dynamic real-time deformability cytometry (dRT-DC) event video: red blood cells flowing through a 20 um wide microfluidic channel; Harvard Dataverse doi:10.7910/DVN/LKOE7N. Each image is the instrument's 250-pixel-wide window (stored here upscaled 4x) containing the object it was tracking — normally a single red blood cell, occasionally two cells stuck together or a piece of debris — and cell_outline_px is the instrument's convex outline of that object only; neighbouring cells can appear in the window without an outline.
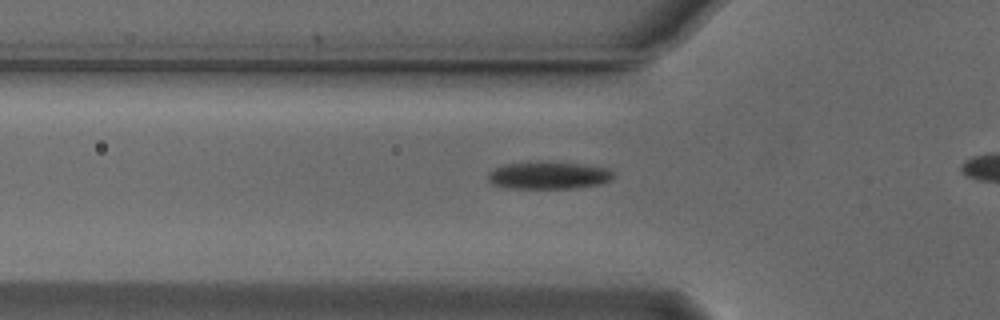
{"species": "Egyptian fruit bat (a non-hibernating species)", "species_latin": "Rousettus aegyptiacus", "temperature_condition": "cold", "stored_images_in_passage": 7, "camera_frame_rate_fps": 3000, "um_per_image_px": 0.085, "animal": {"sex": "male"}, "frame": {"image": 1, "passage_image": 5, "time_ms": 1.333, "image_size_px": [1000, 320], "cell_outline_px": [[612, 176], [608, 180], [600, 184], [572, 188], [504, 188], [492, 184], [488, 180], [488, 172], [504, 164], [584, 164], [608, 168], [612, 172]], "centroid_in_image_um": [46.6, 14.95], "position_along_channel_um": 79.2, "area_um2": 19.13}}